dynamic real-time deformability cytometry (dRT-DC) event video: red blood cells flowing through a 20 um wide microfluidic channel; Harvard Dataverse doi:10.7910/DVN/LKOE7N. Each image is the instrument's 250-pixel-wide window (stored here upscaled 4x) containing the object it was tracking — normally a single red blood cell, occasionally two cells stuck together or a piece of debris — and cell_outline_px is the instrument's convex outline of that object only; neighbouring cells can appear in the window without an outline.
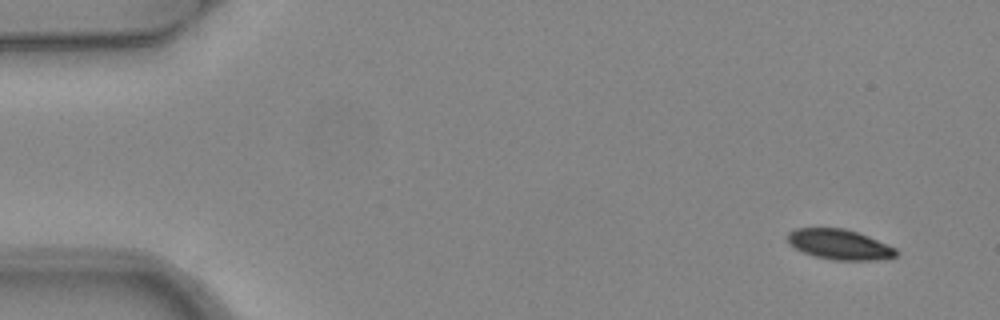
{"species": "common noctule bat (a hibernating species)", "species_latin": "Nyctalus noctula", "temperature_condition": "warm", "stored_images_in_passage": 6, "camera_frame_rate_fps": 3000, "um_per_image_px": 0.085, "animal": {"sex": "female", "body_mass_g": 24.6, "forearm_length_mm": 56.2}, "frame": {"image": 1, "passage_image": 1, "time_ms": 0.0, "image_size_px": [1000, 320], "cell_outline_px": [[900, 252], [896, 256], [872, 260], [832, 260], [816, 256], [804, 252], [788, 244], [788, 232], [796, 228], [844, 228], [868, 236], [896, 248]], "centroid_in_image_um": [71.35, 20.77], "position_along_channel_um": 13.6, "area_um2": 18.96}}
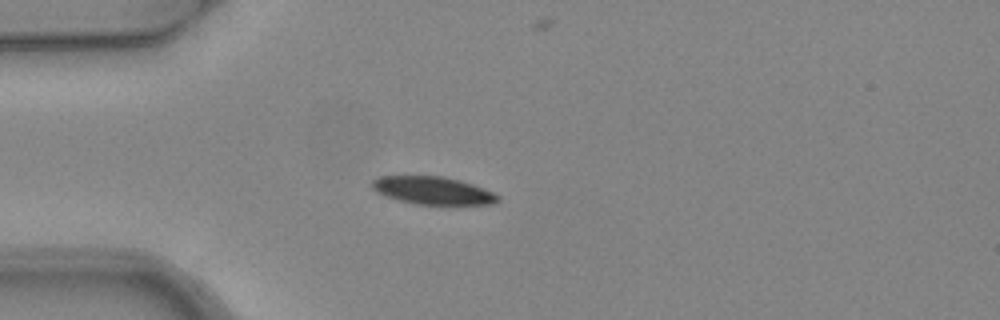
{"frame": {"image": 2, "passage_image": 4, "time_ms": 1.0, "image_size_px": [1000, 320], "cell_outline_px": [[500, 200], [492, 204], [416, 204], [400, 200], [376, 192], [372, 188], [372, 180], [380, 176], [444, 176], [460, 180], [472, 184], [492, 192], [500, 196]], "centroid_in_image_um": [36.79, 16.18], "position_along_channel_um": 48.2, "area_um2": 20.11}}